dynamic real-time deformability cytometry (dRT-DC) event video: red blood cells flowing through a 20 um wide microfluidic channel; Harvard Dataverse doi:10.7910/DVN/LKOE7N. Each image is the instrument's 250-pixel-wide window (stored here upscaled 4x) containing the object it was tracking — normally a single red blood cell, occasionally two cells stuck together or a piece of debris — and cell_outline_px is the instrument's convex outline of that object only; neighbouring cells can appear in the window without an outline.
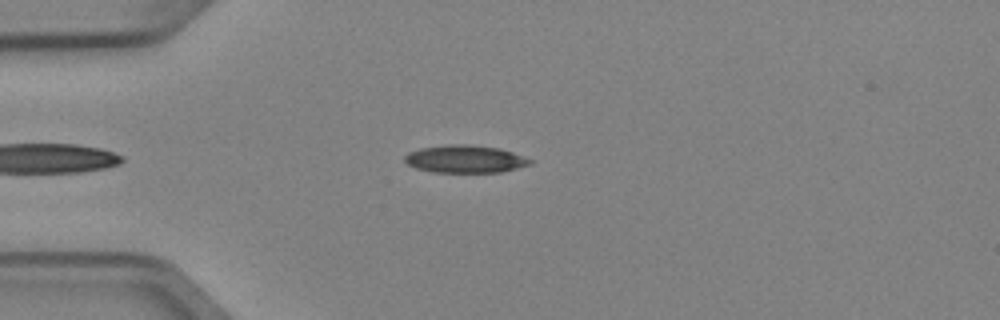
{"species": "Egyptian fruit bat (a non-hibernating species)", "species_latin": "Rousettus aegyptiacus", "temperature_condition": "cold", "stored_images_in_passage": 3, "camera_frame_rate_fps": 3000, "um_per_image_px": 0.085, "animal": {"sex": "female"}, "frame": {"image": 1, "passage_image": 1, "time_ms": 0.0, "image_size_px": [1000, 320], "cell_outline_px": [[532, 164], [500, 172], [432, 172], [416, 168], [408, 164], [404, 160], [404, 156], [408, 152], [420, 148], [448, 144], [464, 144], [496, 148], [512, 152], [532, 160]], "centroid_in_image_um": [39.49, 13.52], "position_along_channel_um": 45.5, "area_um2": 20.0}}
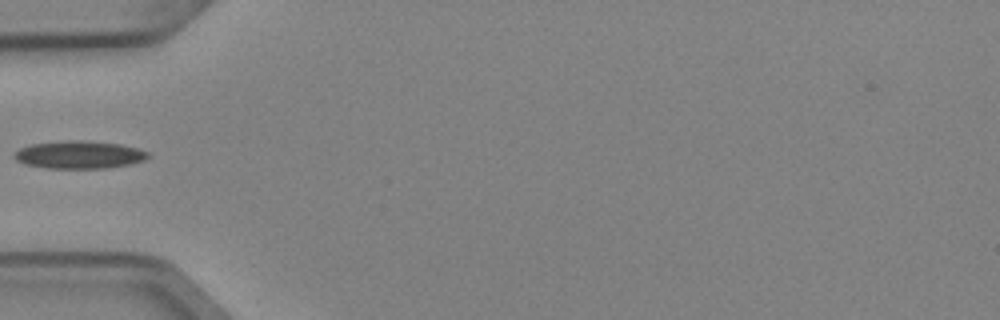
{"frame": {"image": 2, "passage_image": 2, "time_ms": 0.333, "image_size_px": [1000, 320], "cell_outline_px": [[148, 156], [144, 160], [128, 164], [104, 168], [48, 168], [24, 164], [16, 160], [12, 156], [20, 148], [28, 144], [64, 140], [88, 140], [120, 144], [136, 148], [148, 152]], "centroid_in_image_um": [6.67, 13.14], "position_along_channel_um": 78.3, "area_um2": 21.62}}
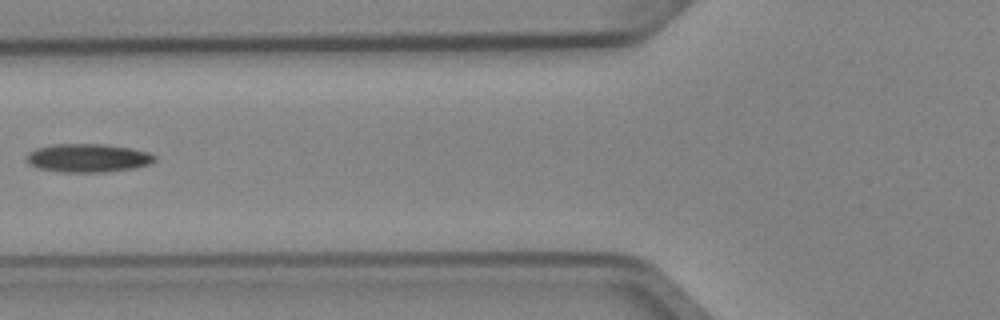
{"frame": {"image": 3, "passage_image": 3, "time_ms": 0.667, "image_size_px": [1000, 320], "cell_outline_px": [[156, 160], [148, 164], [132, 168], [104, 172], [60, 172], [36, 168], [28, 164], [28, 152], [36, 148], [56, 144], [104, 144], [128, 148], [148, 152], [156, 156]], "centroid_in_image_um": [7.44, 13.43], "position_along_channel_um": 118.4, "area_um2": 21.1}}